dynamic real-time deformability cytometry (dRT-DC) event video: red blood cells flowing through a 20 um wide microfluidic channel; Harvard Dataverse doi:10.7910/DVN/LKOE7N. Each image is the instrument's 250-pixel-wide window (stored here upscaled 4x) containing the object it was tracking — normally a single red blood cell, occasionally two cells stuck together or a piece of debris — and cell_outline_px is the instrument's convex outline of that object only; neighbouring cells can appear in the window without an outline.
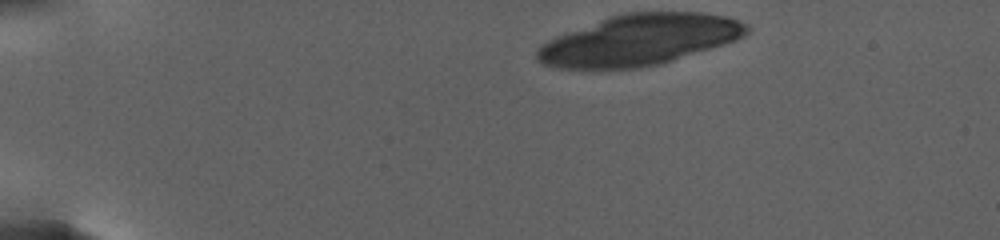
{"species": "human", "species_latin": "Homo sapiens", "temperature_condition": "warm", "stored_images_in_passage": 18, "camera_frame_rate_fps": 3000, "um_per_image_px": 0.085, "donor": {"sex": "female"}, "frame": {"image": 1, "passage_image": 1, "time_ms": 0.0, "image_size_px": [1000, 240], "cell_outline_px": [[748, 32], [744, 36], [736, 40], [724, 44], [660, 64], [640, 68], [556, 68], [540, 64], [536, 60], [536, 48], [540, 44], [556, 36], [608, 16], [628, 12], [700, 12], [724, 16], [748, 24]], "centroid_in_image_um": [54.29, 3.39], "position_along_channel_um": 30.7, "area_um2": 62.14}}
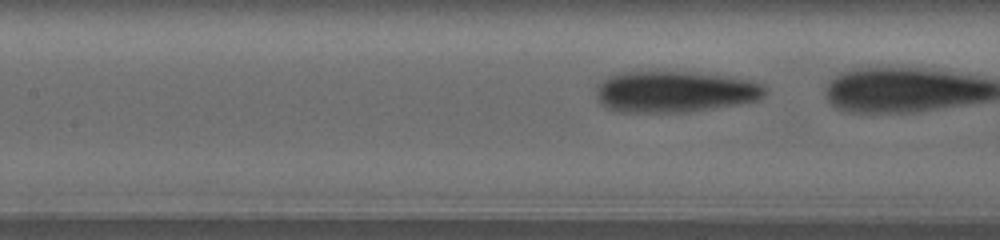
{"frame": {"image": 2, "passage_image": 15, "time_ms": 7.667, "image_size_px": [1000, 240], "cell_outline_px": [[768, 88], [764, 96], [756, 100], [736, 104], [688, 112], [616, 112], [604, 108], [600, 104], [596, 96], [596, 84], [600, 80], [608, 76], [620, 72], [696, 72], [732, 76], [752, 80], [764, 84]], "centroid_in_image_um": [57.33, 7.79], "position_along_channel_um": 150.1, "area_um2": 41.33}}